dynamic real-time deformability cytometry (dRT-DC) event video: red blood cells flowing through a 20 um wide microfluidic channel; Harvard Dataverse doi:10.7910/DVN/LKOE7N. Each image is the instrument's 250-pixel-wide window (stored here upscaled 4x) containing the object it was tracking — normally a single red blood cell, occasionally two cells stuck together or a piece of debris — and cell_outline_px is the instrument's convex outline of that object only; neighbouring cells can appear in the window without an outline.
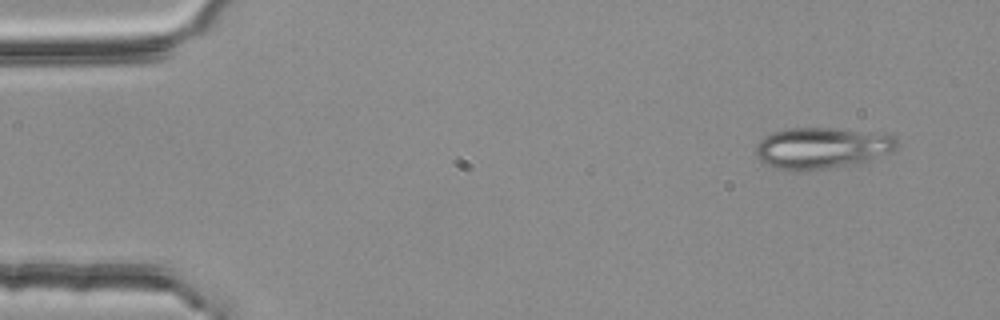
{"species": "common noctule bat (a hibernating species)", "species_latin": "Nyctalus noctula", "temperature_condition": "room temperature", "stored_images_in_passage": 5, "camera_frame_rate_fps": 3000, "um_per_image_px": 0.085, "animal": {"sex": "female", "body_mass_g": 25.1}, "frame": {"image": 1, "passage_image": 1, "time_ms": 0.0, "image_size_px": [1000, 320], "cell_outline_px": [[900, 144], [896, 148], [888, 152], [868, 160], [856, 164], [792, 172], [776, 168], [760, 160], [756, 156], [756, 144], [764, 136], [772, 132], [788, 128], [832, 128], [888, 132], [896, 136], [900, 140]], "centroid_in_image_um": [69.9, 12.55], "position_along_channel_um": 15.1, "area_um2": 34.45}}